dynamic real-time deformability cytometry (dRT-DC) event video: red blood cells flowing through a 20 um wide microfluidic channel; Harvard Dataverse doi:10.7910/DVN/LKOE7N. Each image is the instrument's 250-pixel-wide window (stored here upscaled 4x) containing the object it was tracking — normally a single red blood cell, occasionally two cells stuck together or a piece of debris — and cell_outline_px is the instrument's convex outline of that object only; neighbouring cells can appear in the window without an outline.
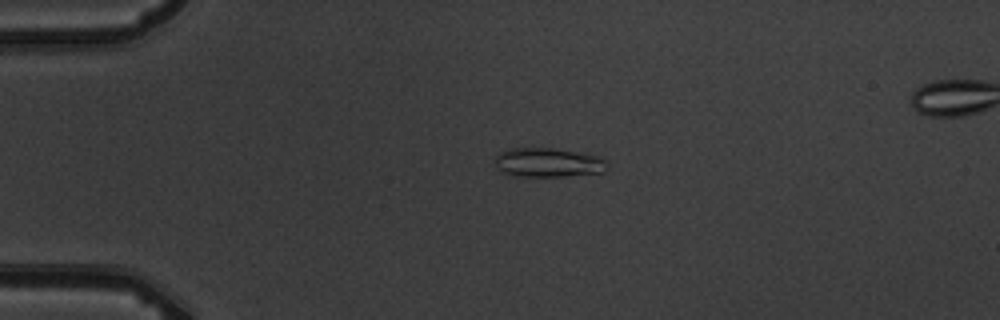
{"species": "common noctule bat (a hibernating species)", "species_latin": "Nyctalus noctula", "temperature_condition": "warm", "stored_images_in_passage": 4, "camera_frame_rate_fps": 3000, "um_per_image_px": 0.085, "animal": {"sex": "male", "body_mass_g": 19.5, "forearm_length_mm": 54.6}, "frame": {"image": 1, "passage_image": 2, "time_ms": 2.0, "image_size_px": [1000, 320], "cell_outline_px": [[608, 168], [604, 172], [564, 176], [512, 176], [496, 168], [496, 156], [500, 152], [512, 148], [556, 148], [584, 152], [600, 156], [608, 160]], "centroid_in_image_um": [46.66, 13.8], "position_along_channel_um": 38.3, "area_um2": 19.42}}